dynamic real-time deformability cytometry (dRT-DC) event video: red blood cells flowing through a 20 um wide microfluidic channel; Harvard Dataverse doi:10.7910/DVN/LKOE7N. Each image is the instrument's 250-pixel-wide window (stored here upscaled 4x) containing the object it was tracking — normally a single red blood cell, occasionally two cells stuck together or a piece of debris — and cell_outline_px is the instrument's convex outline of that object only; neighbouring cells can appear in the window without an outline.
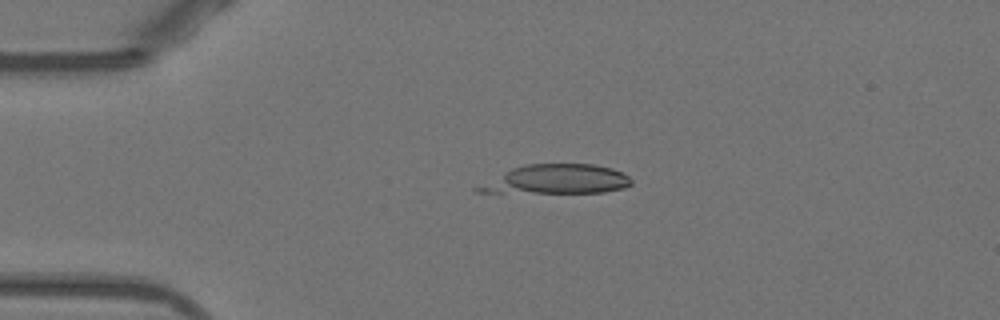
{"species": "Egyptian fruit bat (a non-hibernating species)", "species_latin": "Rousettus aegyptiacus", "temperature_condition": "warm", "stored_images_in_passage": 4, "camera_frame_rate_fps": 3000, "um_per_image_px": 0.085, "animal": {"sex": "female"}, "frame": {"image": 1, "passage_image": 1, "time_ms": 0.0, "image_size_px": [1000, 320], "cell_outline_px": [[632, 184], [624, 188], [604, 192], [476, 192], [472, 188], [512, 168], [524, 164], [592, 164], [612, 168], [628, 176], [632, 180]], "centroid_in_image_um": [47.3, 15.24], "position_along_channel_um": 37.7, "area_um2": 25.84}}